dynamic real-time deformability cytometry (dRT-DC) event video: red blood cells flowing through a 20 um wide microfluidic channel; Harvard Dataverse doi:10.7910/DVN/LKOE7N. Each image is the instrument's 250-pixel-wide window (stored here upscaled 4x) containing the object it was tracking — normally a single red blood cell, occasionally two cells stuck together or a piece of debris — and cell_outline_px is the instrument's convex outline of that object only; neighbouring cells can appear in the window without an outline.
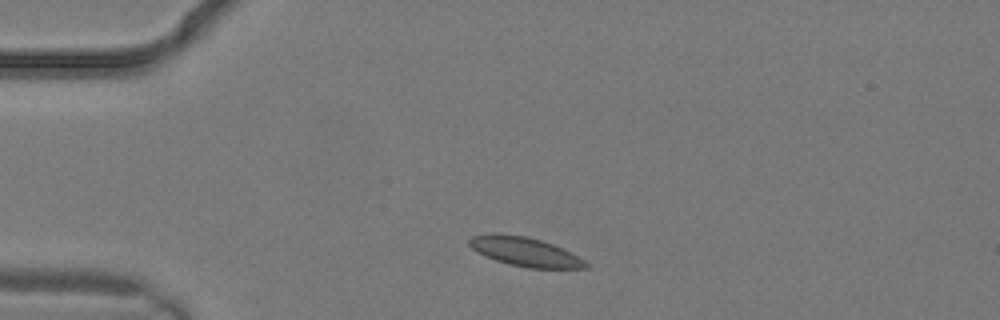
{"species": "common noctule bat (a hibernating species)", "species_latin": "Nyctalus noctula", "temperature_condition": "warm", "stored_images_in_passage": 2, "camera_frame_rate_fps": 3000, "um_per_image_px": 0.085, "animal": {"sex": "male", "body_mass_g": 19.2, "forearm_length_mm": 51.8}, "frame": {"image": 1, "passage_image": 1, "time_ms": 0.0, "image_size_px": [1000, 320], "cell_outline_px": [[588, 268], [528, 268], [508, 264], [484, 256], [476, 252], [468, 244], [468, 240], [472, 236], [492, 232], [496, 232], [528, 236], [564, 248], [584, 260], [588, 264]], "centroid_in_image_um": [44.58, 21.38], "position_along_channel_um": 40.4, "area_um2": 20.0}}